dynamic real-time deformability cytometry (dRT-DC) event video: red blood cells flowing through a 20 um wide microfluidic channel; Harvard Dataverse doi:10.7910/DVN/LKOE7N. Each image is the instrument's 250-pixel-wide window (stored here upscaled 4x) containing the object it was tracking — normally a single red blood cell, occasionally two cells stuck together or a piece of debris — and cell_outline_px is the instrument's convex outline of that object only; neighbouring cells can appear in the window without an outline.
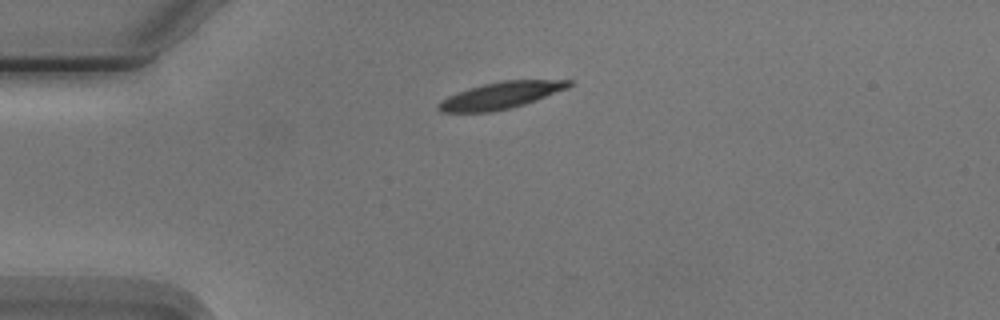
{"species": "Egyptian fruit bat (a non-hibernating species)", "species_latin": "Rousettus aegyptiacus", "temperature_condition": "cold", "stored_images_in_passage": 2, "camera_frame_rate_fps": 3000, "um_per_image_px": 0.085, "animal": {"sex": "male"}, "frame": {"image": 1, "passage_image": 1, "time_ms": 0.0, "image_size_px": [1000, 320], "cell_outline_px": [[572, 84], [568, 88], [524, 104], [492, 112], [440, 112], [436, 108], [436, 104], [440, 100], [448, 96], [468, 88], [500, 80], [572, 80]], "centroid_in_image_um": [42.52, 8.11], "position_along_channel_um": 42.5, "area_um2": 20.29}}